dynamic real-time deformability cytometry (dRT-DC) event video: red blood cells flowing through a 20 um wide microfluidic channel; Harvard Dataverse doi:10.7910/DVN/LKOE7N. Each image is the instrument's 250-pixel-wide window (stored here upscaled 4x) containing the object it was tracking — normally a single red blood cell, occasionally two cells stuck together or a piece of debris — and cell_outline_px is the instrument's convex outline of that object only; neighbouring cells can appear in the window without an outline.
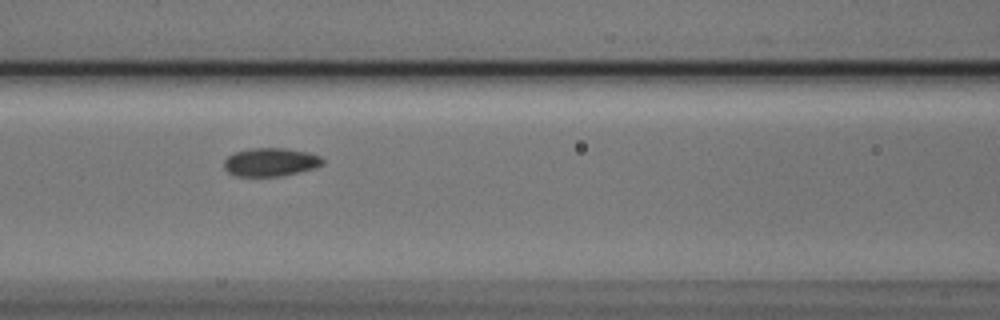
{"species": "Egyptian fruit bat (a non-hibernating species)", "species_latin": "Rousettus aegyptiacus", "temperature_condition": "cold", "stored_images_in_passage": 8, "camera_frame_rate_fps": 3000, "um_per_image_px": 0.085, "animal": {"sex": "male"}, "frame": {"image": 1, "passage_image": 7, "time_ms": 2.0, "image_size_px": [1000, 320], "cell_outline_px": [[324, 164], [316, 168], [280, 176], [236, 176], [228, 172], [224, 168], [224, 160], [228, 156], [236, 152], [252, 148], [284, 148], [308, 152], [320, 156], [324, 160]], "centroid_in_image_um": [23.02, 13.78], "position_along_channel_um": 143.6, "area_um2": 16.3}}
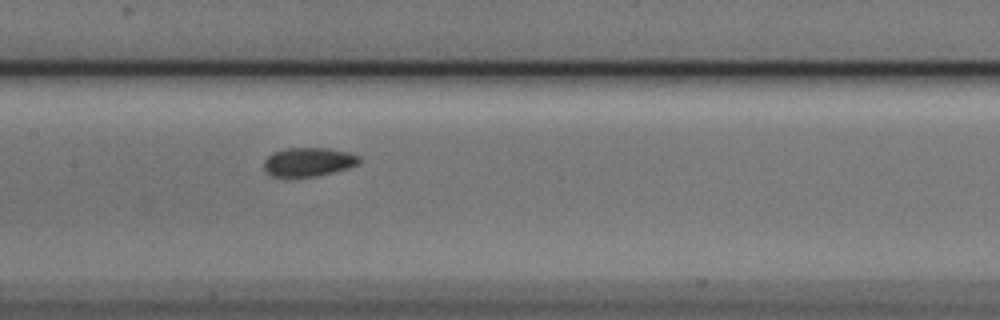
{"frame": {"image": 2, "passage_image": 8, "time_ms": 2.333, "image_size_px": [1000, 320], "cell_outline_px": [[360, 164], [348, 168], [316, 176], [272, 176], [264, 172], [264, 160], [272, 152], [284, 148], [328, 148], [348, 152], [360, 156]], "centroid_in_image_um": [26.21, 13.75], "position_along_channel_um": 181.2, "area_um2": 16.07}}